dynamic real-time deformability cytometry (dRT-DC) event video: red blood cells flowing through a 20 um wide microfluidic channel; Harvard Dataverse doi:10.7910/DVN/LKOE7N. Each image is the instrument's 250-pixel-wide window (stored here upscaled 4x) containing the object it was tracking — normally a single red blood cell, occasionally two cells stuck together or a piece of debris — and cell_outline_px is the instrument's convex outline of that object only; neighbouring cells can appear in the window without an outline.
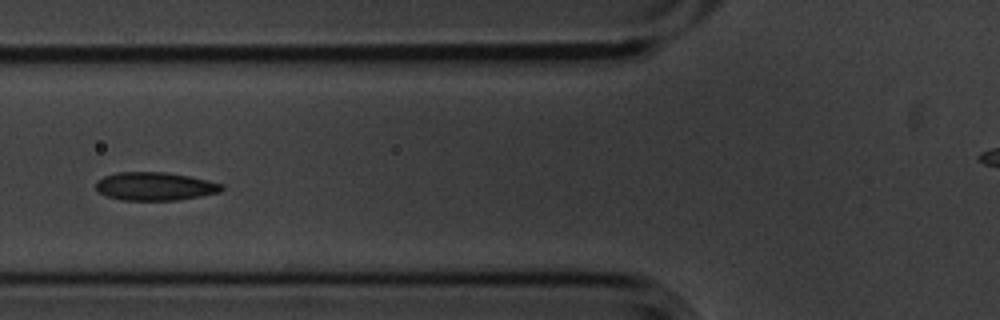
{"species": "common noctule bat (a hibernating species)", "species_latin": "Nyctalus noctula", "temperature_condition": "cold", "stored_images_in_passage": 5, "camera_frame_rate_fps": 3000, "um_per_image_px": 0.085, "animal": {"sex": "male", "body_mass_g": 20.1, "forearm_length_mm": 53.5}, "frame": {"image": 1, "passage_image": 5, "time_ms": 1.333, "image_size_px": [1000, 320], "cell_outline_px": [[224, 188], [220, 192], [200, 196], [176, 200], [120, 200], [108, 196], [100, 192], [96, 188], [96, 180], [104, 176], [116, 172], [164, 172], [188, 176], [224, 184]], "centroid_in_image_um": [13.16, 15.83], "position_along_channel_um": 112.6, "area_um2": 20.63}}